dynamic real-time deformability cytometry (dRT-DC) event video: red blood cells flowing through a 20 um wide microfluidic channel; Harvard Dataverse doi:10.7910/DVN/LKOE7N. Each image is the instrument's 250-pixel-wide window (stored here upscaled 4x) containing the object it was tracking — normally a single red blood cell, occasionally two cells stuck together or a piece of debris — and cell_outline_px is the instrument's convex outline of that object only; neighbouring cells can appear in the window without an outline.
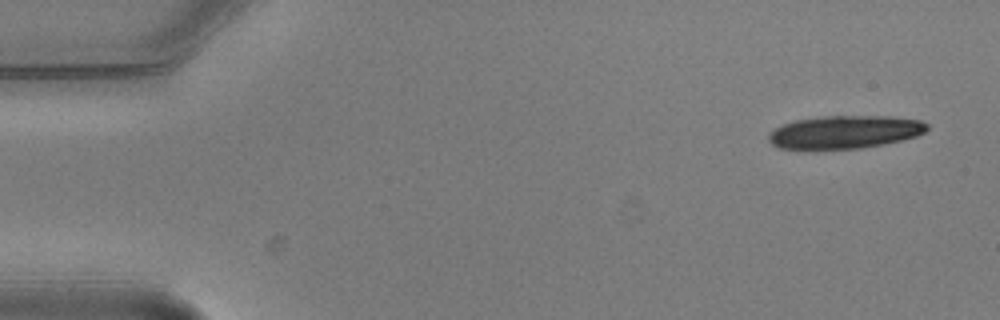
{"species": "common noctule bat (a hibernating species)", "species_latin": "Nyctalus noctula", "temperature_condition": "warm", "stored_images_in_passage": 4, "camera_frame_rate_fps": 3000, "um_per_image_px": 0.085, "animal": {"sex": "male", "body_mass_g": 20.5, "forearm_length_mm": 52.5}, "frame": {"image": 1, "passage_image": 1, "time_ms": 0.0, "image_size_px": [1000, 320], "cell_outline_px": [[928, 128], [924, 132], [916, 136], [884, 144], [860, 148], [780, 148], [772, 144], [768, 140], [768, 136], [776, 128], [784, 124], [796, 120], [824, 116], [892, 116], [920, 120], [928, 124]], "centroid_in_image_um": [71.85, 11.21], "position_along_channel_um": 13.2, "area_um2": 30.0}}